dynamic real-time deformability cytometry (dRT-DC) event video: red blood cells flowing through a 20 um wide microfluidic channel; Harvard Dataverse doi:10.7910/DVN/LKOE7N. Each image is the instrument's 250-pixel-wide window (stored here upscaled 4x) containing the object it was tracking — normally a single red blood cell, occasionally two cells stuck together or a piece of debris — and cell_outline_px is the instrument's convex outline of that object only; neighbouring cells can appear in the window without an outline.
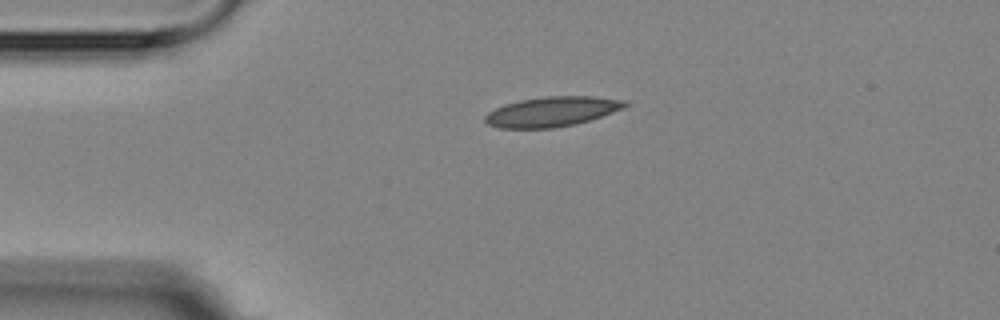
{"species": "Egyptian fruit bat (a non-hibernating species)", "species_latin": "Rousettus aegyptiacus", "temperature_condition": "room temperature", "stored_images_in_passage": 2, "camera_frame_rate_fps": 3000, "um_per_image_px": 0.085, "animal": {"sex": "female"}, "frame": {"image": 1, "passage_image": 1, "time_ms": 0.0, "image_size_px": [1000, 320], "cell_outline_px": [[632, 104], [624, 108], [576, 124], [552, 128], [500, 128], [488, 124], [484, 120], [484, 116], [488, 112], [504, 104], [520, 100], [548, 96], [592, 96], [628, 100]], "centroid_in_image_um": [46.94, 9.48], "position_along_channel_um": 38.1, "area_um2": 24.39}}